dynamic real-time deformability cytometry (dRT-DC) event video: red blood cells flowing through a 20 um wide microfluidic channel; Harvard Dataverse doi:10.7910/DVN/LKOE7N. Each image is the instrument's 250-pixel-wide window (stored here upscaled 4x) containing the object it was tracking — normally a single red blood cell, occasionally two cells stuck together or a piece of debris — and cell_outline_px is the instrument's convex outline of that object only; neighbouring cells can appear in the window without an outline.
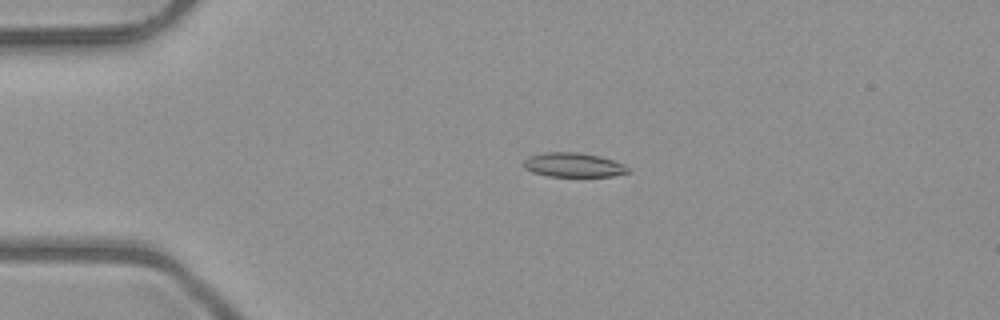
{"species": "common noctule bat (a hibernating species)", "species_latin": "Nyctalus noctula", "temperature_condition": "room temperature", "stored_images_in_passage": 43, "camera_frame_rate_fps": 3000, "um_per_image_px": 0.085, "animal": {"sex": "male", "body_mass_g": 23.1, "forearm_length_mm": 52.7}, "frame": {"image": 1, "passage_image": 11, "time_ms": 3.333, "image_size_px": [1000, 320], "cell_outline_px": [[632, 172], [612, 176], [548, 176], [532, 172], [524, 168], [520, 164], [528, 156], [544, 152], [580, 152], [600, 156], [624, 164]], "centroid_in_image_um": [48.71, 14.01], "position_along_channel_um": 36.3, "area_um2": 14.97}}
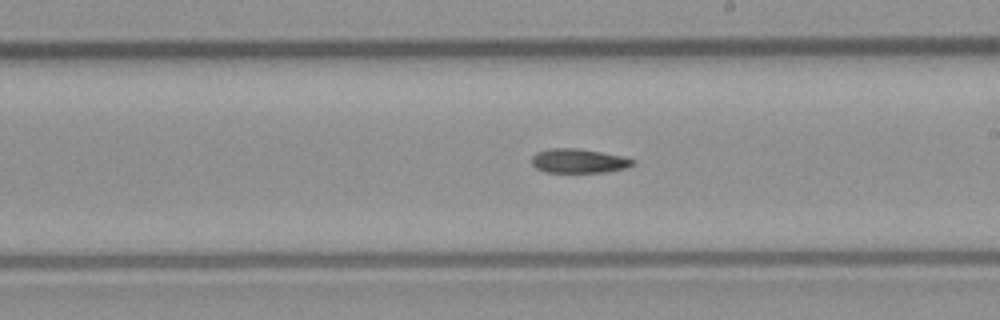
{"frame": {"image": 2, "passage_image": 29, "time_ms": 9.333, "image_size_px": [1000, 320], "cell_outline_px": [[636, 160], [632, 164], [624, 168], [604, 172], [544, 172], [536, 168], [532, 164], [532, 156], [536, 152], [548, 148], [580, 148], [620, 156]], "centroid_in_image_um": [49.12, 13.67], "position_along_channel_um": 239.9, "area_um2": 14.16}}
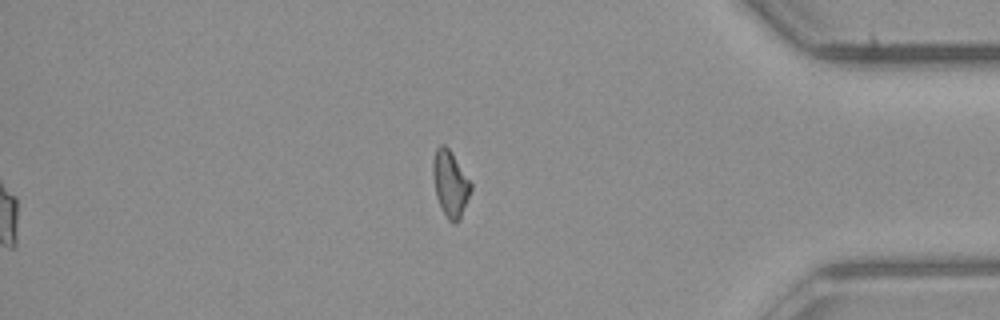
{"frame": {"image": 3, "passage_image": 43, "time_ms": 14.0, "image_size_px": [1000, 320], "cell_outline_px": [[472, 188], [460, 216], [456, 224], [452, 224], [448, 220], [436, 196], [432, 176], [432, 160], [436, 148], [440, 144], [444, 144], [448, 148], [472, 184]], "centroid_in_image_um": [38.24, 15.59], "position_along_channel_um": 397.0, "area_um2": 14.33}, "authors_computed_cell_mechanics": {"area_um2": 14.739, "velocity_mm_per_s": 4.0461, "shape_relaxation_time_tau1_ms": null, "shape_relaxation_time_tau2_ms": 10.432, "deformation_change_tau1": null, "deformation_change_tau2": 0.1999}}